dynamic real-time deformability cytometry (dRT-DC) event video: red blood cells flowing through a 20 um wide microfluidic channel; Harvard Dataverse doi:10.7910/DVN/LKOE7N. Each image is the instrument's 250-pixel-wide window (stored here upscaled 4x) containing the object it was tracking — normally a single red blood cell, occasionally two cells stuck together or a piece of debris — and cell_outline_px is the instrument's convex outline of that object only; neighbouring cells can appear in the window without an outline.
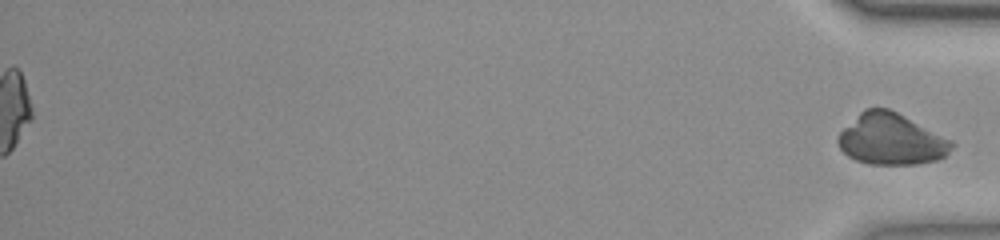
{"species": "common noctule bat (a hibernating species)", "species_latin": "Nyctalus noctula", "temperature_condition": "room temperature", "stored_images_in_passage": 55, "segment_of_instrument_passage": [2, 2], "camera_frame_rate_fps": 3000, "um_per_image_px": 0.085, "animal": {"sex": "female", "body_mass_g": 23.0, "forearm_length_mm": 53.4}, "frame": {"image": 1, "passage_image": 55, "time_ms": 18.0, "image_size_px": [1000, 240], "cell_outline_px": [[956, 144], [944, 156], [936, 160], [916, 164], [868, 164], [856, 160], [848, 156], [840, 148], [836, 140], [836, 136], [864, 108], [888, 108], [952, 140]], "centroid_in_image_um": [75.73, 11.84], "position_along_channel_um": 359.5, "area_um2": 33.7}}